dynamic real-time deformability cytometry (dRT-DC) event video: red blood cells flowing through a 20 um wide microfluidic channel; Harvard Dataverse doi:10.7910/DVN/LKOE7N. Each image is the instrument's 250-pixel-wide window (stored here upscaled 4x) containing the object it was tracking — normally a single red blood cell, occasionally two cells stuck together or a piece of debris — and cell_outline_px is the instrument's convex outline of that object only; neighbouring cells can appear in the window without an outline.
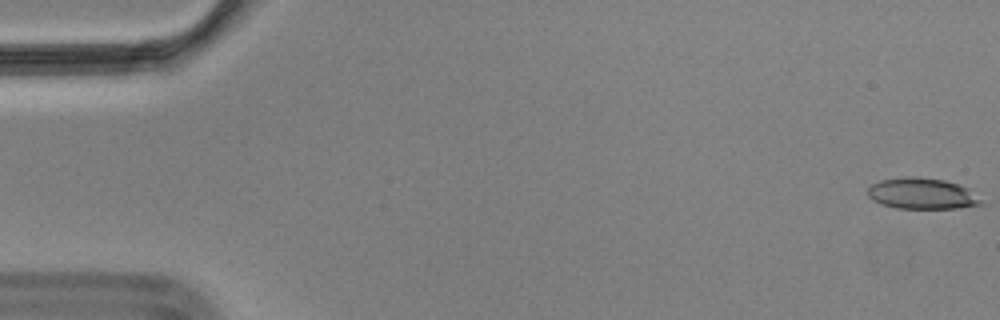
{"species": "Egyptian fruit bat (a non-hibernating species)", "species_latin": "Rousettus aegyptiacus", "temperature_condition": "cold", "stored_images_in_passage": 57, "camera_frame_rate_fps": 3000, "um_per_image_px": 0.085, "animal": {"sex": "male"}, "frame": {"image": 1, "passage_image": 1, "time_ms": 0.0, "image_size_px": [1000, 320], "cell_outline_px": [[984, 204], [956, 208], [896, 208], [880, 204], [872, 200], [868, 196], [868, 188], [872, 184], [880, 180], [912, 176], [916, 176], [944, 180], [968, 188], [984, 200]], "centroid_in_image_um": [78.38, 16.46], "position_along_channel_um": 6.6, "area_um2": 20.58}}
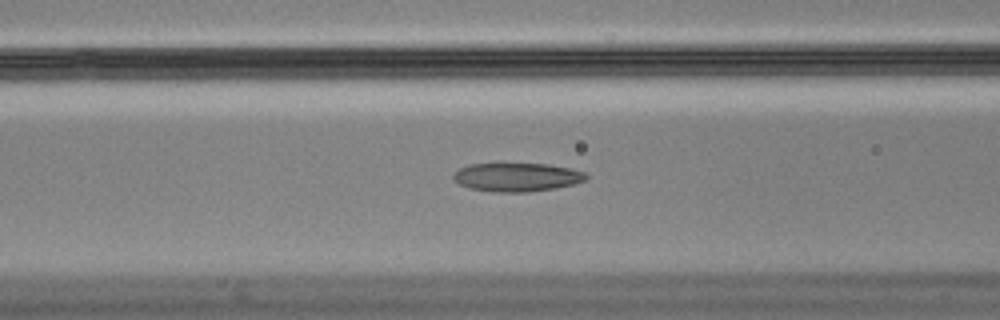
{"frame": {"image": 2, "passage_image": 23, "time_ms": 7.333, "image_size_px": [1000, 320], "cell_outline_px": [[588, 176], [584, 180], [572, 184], [556, 188], [528, 192], [496, 192], [472, 188], [460, 184], [452, 176], [460, 168], [472, 164], [548, 164], [568, 168], [584, 172]], "centroid_in_image_um": [43.95, 15.06], "position_along_channel_um": 122.6, "area_um2": 21.68}}
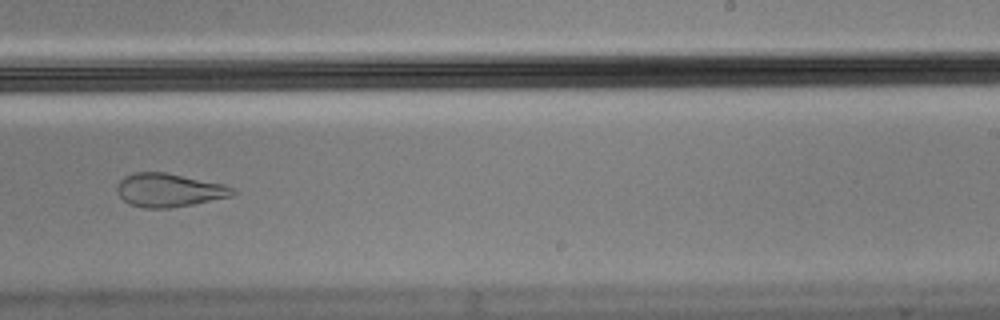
{"frame": {"image": 3, "passage_image": 36, "time_ms": 11.667, "image_size_px": [1000, 320], "cell_outline_px": [[236, 192], [232, 196], [192, 204], [168, 208], [144, 208], [128, 204], [116, 192], [116, 184], [124, 176], [132, 172], [164, 172], [224, 184], [236, 188]], "centroid_in_image_um": [14.34, 16.16], "position_along_channel_um": 274.7, "area_um2": 22.66}, "authors_computed_cell_mechanics": {"area_um2": 22.253, "velocity_mm_per_s": 3.5077, "shape_relaxation_time_tau1_ms": null, "shape_relaxation_time_tau2_ms": 2.5648, "deformation_change_tau1": null, "deformation_change_tau2": 0.105}}